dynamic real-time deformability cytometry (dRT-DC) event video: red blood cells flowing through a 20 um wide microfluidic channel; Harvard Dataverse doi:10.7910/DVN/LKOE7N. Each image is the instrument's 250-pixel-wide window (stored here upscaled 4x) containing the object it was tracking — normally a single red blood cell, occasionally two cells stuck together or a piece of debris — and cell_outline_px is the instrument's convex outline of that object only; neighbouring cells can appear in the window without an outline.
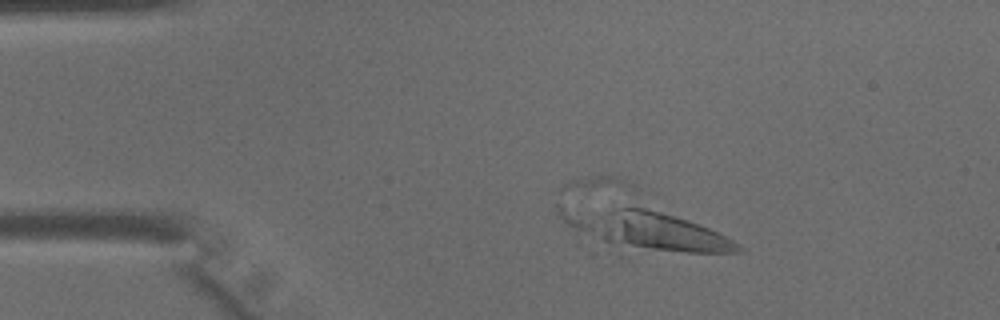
{"species": "common noctule bat (a hibernating species)", "species_latin": "Nyctalus noctula", "temperature_condition": "warm", "stored_images_in_passage": 40, "segment_of_instrument_passage": [1, 2], "camera_frame_rate_fps": 3000, "um_per_image_px": 0.085, "animal": {"sex": "male", "body_mass_g": 15.6}, "frame": {"image": 1, "passage_image": 9, "time_ms": 2.667, "image_size_px": [1000, 320], "cell_outline_px": [[744, 248], [740, 252], [688, 252], [628, 248], [576, 236], [556, 212], [556, 204], [560, 204], [644, 208], [660, 212], [688, 220], [708, 228], [732, 240]], "centroid_in_image_um": [54.63, 19.5], "position_along_channel_um": 30.4, "area_um2": 40.58}}